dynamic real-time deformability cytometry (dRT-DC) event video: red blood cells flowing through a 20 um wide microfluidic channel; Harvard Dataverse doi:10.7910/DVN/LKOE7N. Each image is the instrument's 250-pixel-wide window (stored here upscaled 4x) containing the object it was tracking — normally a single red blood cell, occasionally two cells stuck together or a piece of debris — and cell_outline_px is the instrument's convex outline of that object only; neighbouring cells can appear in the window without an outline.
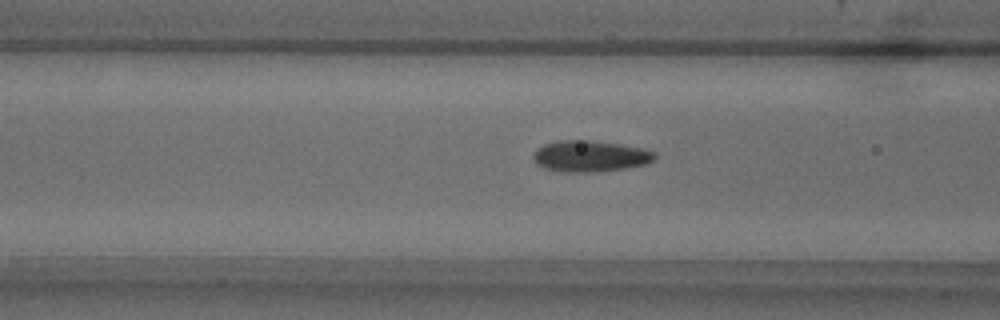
{"species": "common noctule bat (a hibernating species)", "species_latin": "Nyctalus noctula", "temperature_condition": "warm", "stored_images_in_passage": 52, "camera_frame_rate_fps": 3000, "um_per_image_px": 0.085, "animal": {"sex": "male", "body_mass_g": 18.8}, "frame": {"image": 1, "passage_image": 19, "time_ms": 6.0, "image_size_px": [1000, 320], "cell_outline_px": [[656, 156], [652, 160], [644, 164], [624, 168], [592, 172], [568, 172], [544, 168], [536, 164], [532, 156], [536, 148], [544, 144], [560, 140], [588, 140], [620, 144], [644, 148], [656, 152]], "centroid_in_image_um": [50.13, 13.26], "position_along_channel_um": 116.5, "area_um2": 22.02}}
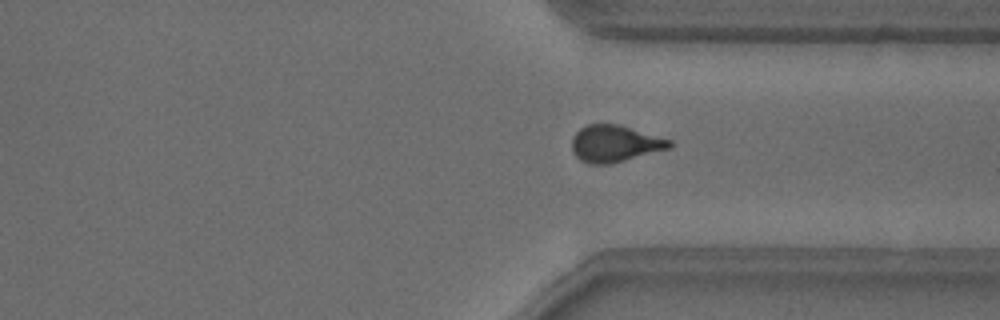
{"frame": {"image": 2, "passage_image": 38, "time_ms": 12.333, "image_size_px": [1000, 320], "cell_outline_px": [[672, 148], [608, 164], [588, 164], [580, 160], [572, 152], [572, 136], [580, 128], [588, 124], [620, 124], [672, 140]], "centroid_in_image_um": [52.26, 12.2], "position_along_channel_um": 359.1, "area_um2": 21.04}}
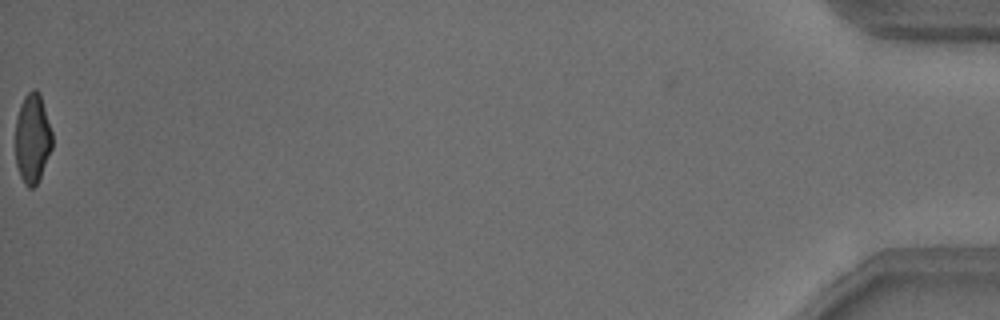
{"frame": {"image": 3, "passage_image": 52, "time_ms": 17.0, "image_size_px": [1000, 320], "cell_outline_px": [[52, 148], [40, 176], [36, 184], [32, 188], [28, 188], [24, 184], [20, 176], [16, 164], [16, 116], [20, 104], [24, 96], [32, 88], [36, 88], [40, 92], [52, 132]], "centroid_in_image_um": [2.75, 11.72], "position_along_channel_um": 432.4, "area_um2": 19.31}, "authors_computed_cell_mechanics": {"area_um2": 20.9236, "velocity_mm_per_s": 3.8331, "shape_relaxation_time_tau1_ms": 6.2296, "shape_relaxation_time_tau2_ms": 1.3905, "deformation_change_tau1": 0.1823, "deformation_change_tau2": 0.0725}}